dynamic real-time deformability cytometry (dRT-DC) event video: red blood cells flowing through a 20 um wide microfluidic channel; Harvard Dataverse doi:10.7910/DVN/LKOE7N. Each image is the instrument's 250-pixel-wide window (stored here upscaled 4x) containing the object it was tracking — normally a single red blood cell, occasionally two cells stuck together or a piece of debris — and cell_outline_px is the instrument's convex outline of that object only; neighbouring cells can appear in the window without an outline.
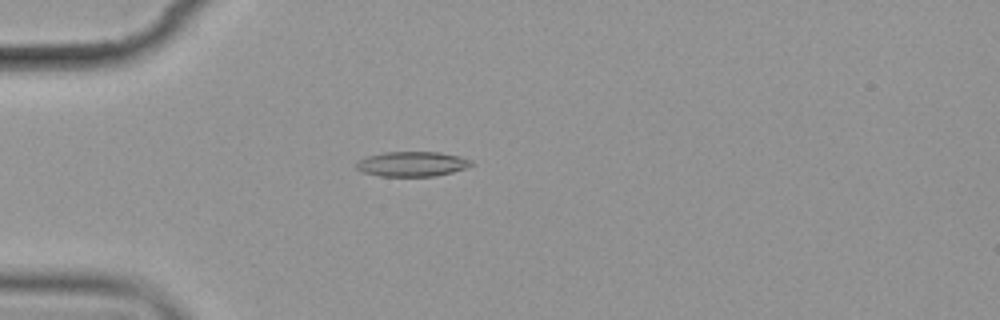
{"species": "common noctule bat (a hibernating species)", "species_latin": "Nyctalus noctula", "temperature_condition": "cold", "stored_images_in_passage": 6, "camera_frame_rate_fps": 3000, "um_per_image_px": 0.085, "animal": {"sex": "female", "body_mass_g": 19.9}, "frame": {"image": 1, "passage_image": 5, "time_ms": 5.0, "image_size_px": [1000, 320], "cell_outline_px": [[476, 164], [452, 172], [436, 176], [380, 176], [364, 172], [356, 168], [356, 164], [360, 160], [368, 156], [384, 152], [440, 152], [460, 156], [472, 160]], "centroid_in_image_um": [35.08, 13.93], "position_along_channel_um": 49.9, "area_um2": 16.65}}